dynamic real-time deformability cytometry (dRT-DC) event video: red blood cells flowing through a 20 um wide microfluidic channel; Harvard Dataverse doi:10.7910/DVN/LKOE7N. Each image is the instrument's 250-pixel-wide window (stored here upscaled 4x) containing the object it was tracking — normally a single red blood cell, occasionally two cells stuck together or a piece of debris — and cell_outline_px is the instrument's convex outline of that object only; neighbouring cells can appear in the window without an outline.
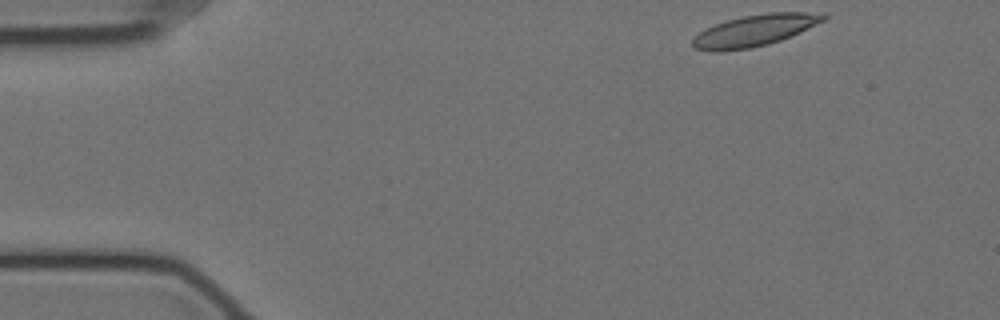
{"species": "Egyptian fruit bat (a non-hibernating species)", "species_latin": "Rousettus aegyptiacus", "temperature_condition": "cold", "stored_images_in_passage": 52, "camera_frame_rate_fps": 3000, "um_per_image_px": 0.085, "animal": {"sex": "female"}, "frame": {"image": 1, "passage_image": 1, "time_ms": 0.0, "image_size_px": [1000, 320], "cell_outline_px": [[828, 16], [824, 20], [800, 32], [780, 40], [768, 44], [752, 48], [720, 52], [712, 52], [692, 48], [692, 40], [704, 28], [728, 20], [744, 16], [768, 12], [824, 12]], "centroid_in_image_um": [64.14, 2.6], "position_along_channel_um": 20.9, "area_um2": 24.1}}
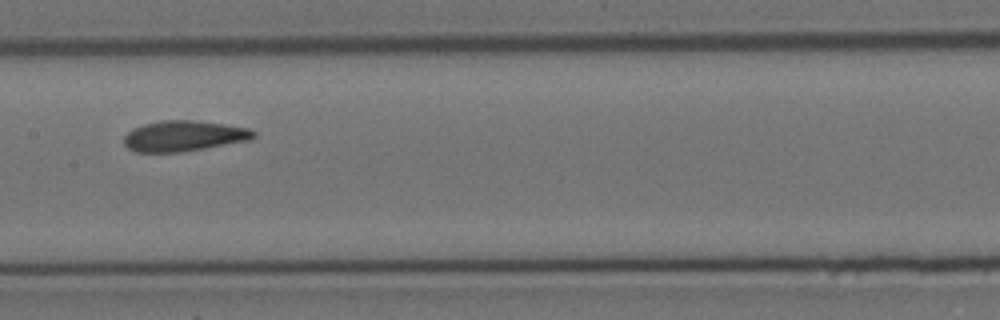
{"frame": {"image": 2, "passage_image": 23, "time_ms": 7.333, "image_size_px": [1000, 320], "cell_outline_px": [[256, 136], [248, 140], [204, 148], [180, 152], [136, 152], [128, 148], [124, 144], [124, 136], [132, 128], [144, 124], [160, 120], [192, 120], [224, 124], [248, 128], [256, 132]], "centroid_in_image_um": [15.59, 11.55], "position_along_channel_um": 191.8, "area_um2": 23.0}}
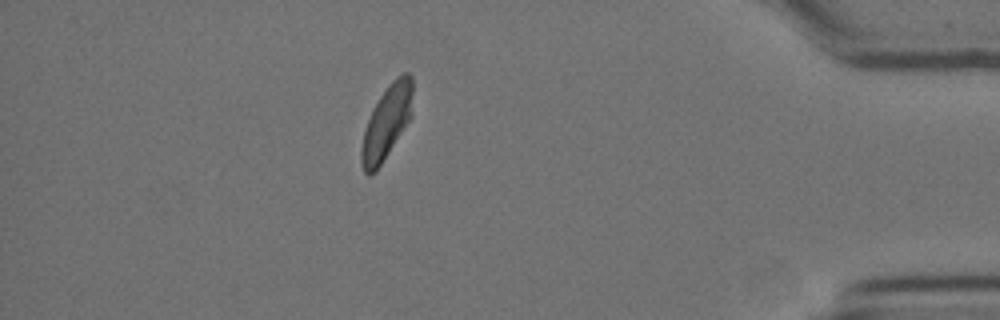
{"frame": {"image": 3, "passage_image": 45, "time_ms": 14.667, "image_size_px": [1000, 320], "cell_outline_px": [[412, 116], [376, 172], [368, 176], [364, 172], [360, 164], [360, 152], [364, 132], [372, 108], [388, 84], [396, 76], [404, 72], [408, 72], [412, 76]], "centroid_in_image_um": [32.86, 10.4], "position_along_channel_um": 402.3, "area_um2": 22.14}, "authors_computed_cell_mechanics": {"area_um2": 23.2067, "velocity_mm_per_s": 3.4732, "shape_relaxation_time_tau1_ms": 6.4104, "shape_relaxation_time_tau2_ms": 2.4754, "deformation_change_tau1": 0.1463, "deformation_change_tau2": 0.0566}}